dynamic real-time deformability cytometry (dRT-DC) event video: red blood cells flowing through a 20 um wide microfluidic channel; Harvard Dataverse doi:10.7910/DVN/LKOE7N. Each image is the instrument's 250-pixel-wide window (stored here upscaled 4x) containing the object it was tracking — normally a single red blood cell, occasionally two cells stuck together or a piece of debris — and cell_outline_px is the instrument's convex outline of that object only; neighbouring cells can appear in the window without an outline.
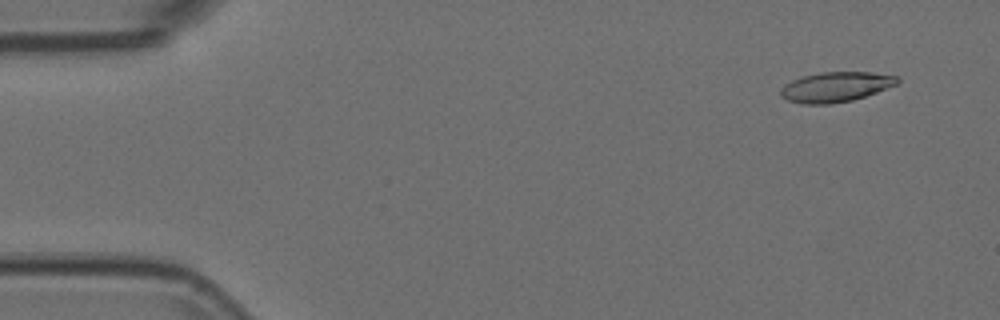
{"species": "Egyptian fruit bat (a non-hibernating species)", "species_latin": "Rousettus aegyptiacus", "temperature_condition": "room temperature", "stored_images_in_passage": 54, "camera_frame_rate_fps": 3000, "um_per_image_px": 0.085, "animal": {"sex": "female"}, "frame": {"image": 1, "passage_image": 4, "time_ms": 1.0, "image_size_px": [1000, 320], "cell_outline_px": [[900, 80], [896, 84], [876, 92], [852, 100], [832, 104], [804, 104], [788, 100], [780, 96], [780, 88], [784, 84], [800, 76], [824, 72], [872, 72], [896, 76]], "centroid_in_image_um": [70.99, 7.39], "position_along_channel_um": 14.0, "area_um2": 20.35}}
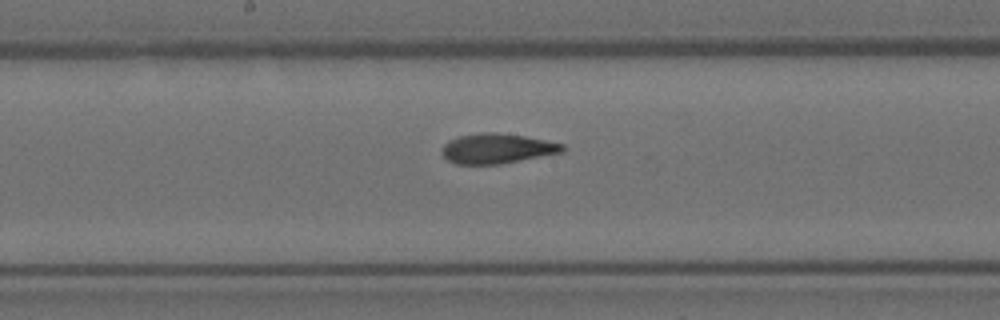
{"frame": {"image": 2, "passage_image": 28, "time_ms": 9.0, "image_size_px": [1000, 320], "cell_outline_px": [[564, 152], [496, 164], [456, 164], [448, 160], [444, 156], [440, 148], [448, 140], [460, 136], [480, 132], [496, 132], [524, 136], [564, 144]], "centroid_in_image_um": [42.21, 12.61], "position_along_channel_um": 206.0, "area_um2": 20.87}}
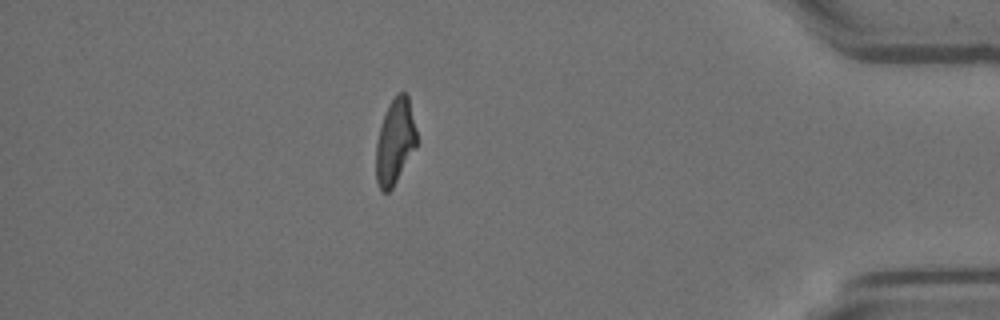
{"frame": {"image": 3, "passage_image": 47, "time_ms": 15.333, "image_size_px": [1000, 320], "cell_outline_px": [[416, 148], [392, 188], [388, 192], [380, 192], [376, 180], [376, 144], [380, 124], [388, 104], [396, 92], [404, 92], [408, 96], [416, 128]], "centroid_in_image_um": [33.56, 12.02], "position_along_channel_um": 401.6, "area_um2": 20.46}}